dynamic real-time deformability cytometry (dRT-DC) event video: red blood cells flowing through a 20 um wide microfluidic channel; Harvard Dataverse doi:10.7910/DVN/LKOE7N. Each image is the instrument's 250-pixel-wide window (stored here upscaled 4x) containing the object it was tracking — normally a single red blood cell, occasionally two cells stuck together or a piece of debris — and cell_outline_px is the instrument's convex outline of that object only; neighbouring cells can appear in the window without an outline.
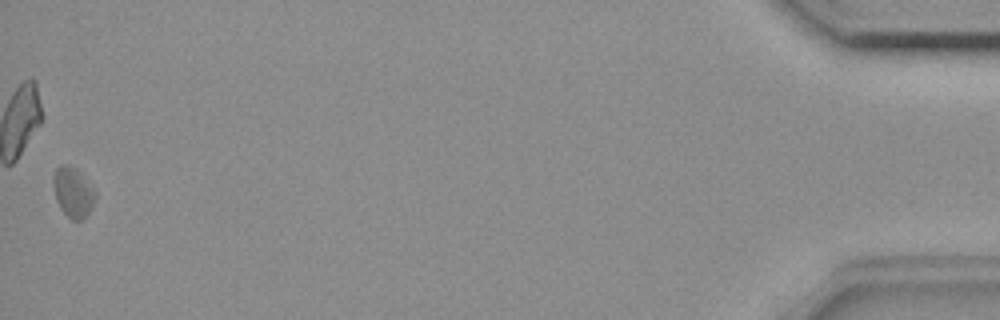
{"species": "common noctule bat (a hibernating species)", "species_latin": "Nyctalus noctula", "temperature_condition": "room temperature", "stored_images_in_passage": 48, "camera_frame_rate_fps": 3000, "um_per_image_px": 0.085, "animal": {"sex": "female", "body_mass_g": 18.4}, "frame": {"image": 1, "passage_image": 48, "time_ms": 15.667, "image_size_px": [1000, 320], "cell_outline_px": [[96, 196], [88, 212], [80, 220], [72, 220], [60, 208], [56, 200], [52, 180], [52, 176], [56, 168], [60, 164], [64, 164], [76, 168], [80, 172], [96, 192]], "centroid_in_image_um": [6.17, 16.3], "position_along_channel_um": 429.0, "area_um2": 12.08}, "authors_computed_cell_mechanics": {"area_um2": 11.3288, "velocity_mm_per_s": 3.6256, "shape_relaxation_time_tau1_ms": 8.1631, "shape_relaxation_time_tau2_ms": null, "deformation_change_tau1": 0.1735, "deformation_change_tau2": null}}